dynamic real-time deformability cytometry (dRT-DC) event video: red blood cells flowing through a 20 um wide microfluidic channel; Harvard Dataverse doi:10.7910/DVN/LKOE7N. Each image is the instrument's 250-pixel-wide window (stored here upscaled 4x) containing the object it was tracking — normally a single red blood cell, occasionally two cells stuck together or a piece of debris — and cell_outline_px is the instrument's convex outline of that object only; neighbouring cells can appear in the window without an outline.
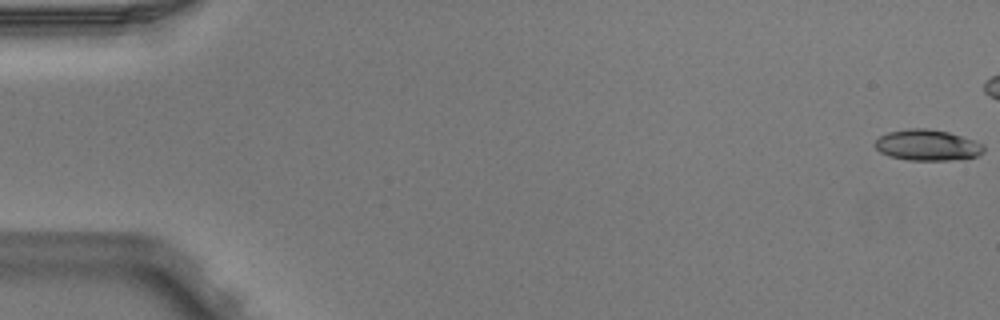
{"species": "Egyptian fruit bat (a non-hibernating species)", "species_latin": "Rousettus aegyptiacus", "temperature_condition": "warm", "stored_images_in_passage": 4, "camera_frame_rate_fps": 3000, "um_per_image_px": 0.085, "animal": {"sex": "male"}, "frame": {"image": 1, "passage_image": 1, "time_ms": 0.0, "image_size_px": [1000, 320], "cell_outline_px": [[984, 152], [976, 156], [948, 160], [908, 160], [888, 156], [880, 152], [872, 144], [880, 136], [888, 132], [912, 128], [924, 128], [948, 132], [984, 144]], "centroid_in_image_um": [78.78, 12.34], "position_along_channel_um": 6.2, "area_um2": 19.48}}